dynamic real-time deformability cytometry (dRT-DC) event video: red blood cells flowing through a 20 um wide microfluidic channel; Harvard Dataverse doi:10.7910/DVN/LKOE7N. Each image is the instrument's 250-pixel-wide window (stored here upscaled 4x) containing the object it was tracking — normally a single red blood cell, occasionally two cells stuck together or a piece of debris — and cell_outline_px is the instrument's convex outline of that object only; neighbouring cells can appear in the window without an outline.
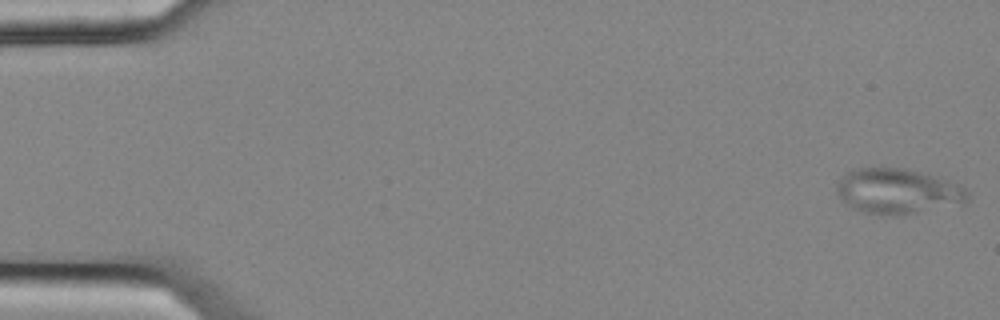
{"species": "common noctule bat (a hibernating species)", "species_latin": "Nyctalus noctula", "temperature_condition": "cold", "stored_images_in_passage": 54, "camera_frame_rate_fps": 3000, "um_per_image_px": 0.085, "animal": {"sex": "female", "body_mass_g": 25.1}, "frame": {"image": 1, "passage_image": 1, "time_ms": 0.0, "image_size_px": [1000, 320], "cell_outline_px": [[968, 200], [964, 204], [916, 212], [868, 212], [852, 208], [836, 192], [836, 184], [840, 176], [856, 168], [904, 168], [920, 172], [948, 180], [964, 188], [968, 192]], "centroid_in_image_um": [76.31, 16.21], "position_along_channel_um": 8.7, "area_um2": 33.52}}
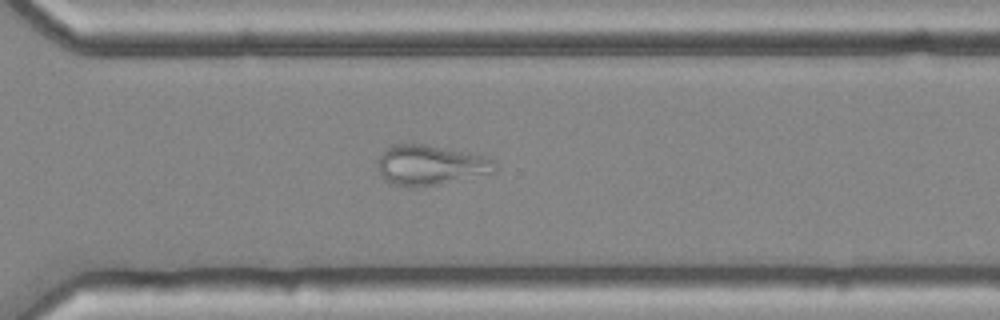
{"frame": {"image": 2, "passage_image": 39, "time_ms": 12.667, "image_size_px": [1000, 320], "cell_outline_px": [[496, 172], [440, 184], [408, 188], [392, 184], [380, 172], [376, 164], [376, 160], [380, 152], [392, 144], [424, 144], [488, 156], [496, 160]], "centroid_in_image_um": [36.59, 14.03], "position_along_channel_um": 334.0, "area_um2": 27.69}}
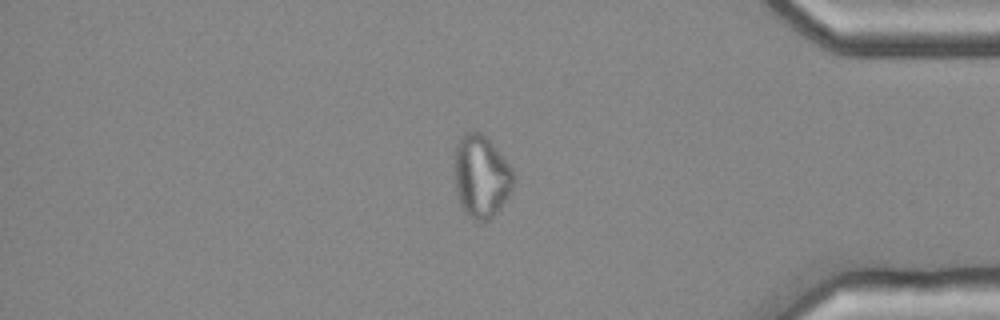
{"frame": {"image": 3, "passage_image": 46, "time_ms": 15.0, "image_size_px": [1000, 320], "cell_outline_px": [[516, 180], [512, 192], [500, 208], [488, 220], [480, 224], [468, 216], [464, 212], [460, 204], [456, 192], [456, 140], [464, 132], [472, 128], [480, 132], [496, 148], [512, 168], [516, 176]], "centroid_in_image_um": [40.93, 15.0], "position_along_channel_um": 394.3, "area_um2": 28.78}, "authors_computed_cell_mechanics": {"area_um2": 29.3913, "velocity_mm_per_s": 3.6866, "shape_relaxation_time_tau1_ms": null, "shape_relaxation_time_tau2_ms": 2.0913, "deformation_change_tau1": null, "deformation_change_tau2": 0.0771}}